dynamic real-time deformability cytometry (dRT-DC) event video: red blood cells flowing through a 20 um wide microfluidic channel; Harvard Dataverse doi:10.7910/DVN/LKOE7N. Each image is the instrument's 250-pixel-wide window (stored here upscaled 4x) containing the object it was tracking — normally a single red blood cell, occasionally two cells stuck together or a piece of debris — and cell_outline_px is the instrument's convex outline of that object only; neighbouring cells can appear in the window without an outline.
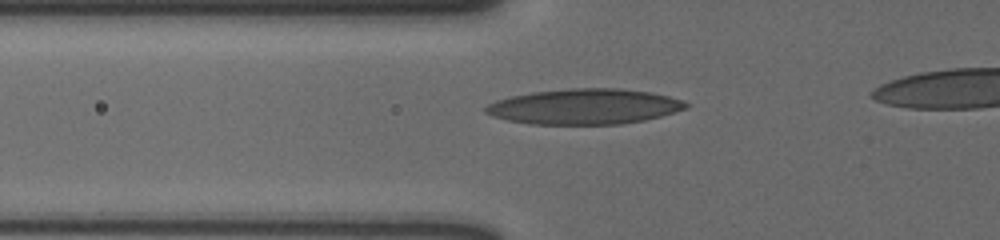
{"species": "human", "species_latin": "Homo sapiens", "temperature_condition": "cold", "stored_images_in_passage": 8, "segment_of_instrument_passage": [1, 2], "camera_frame_rate_fps": 3000, "um_per_image_px": 0.085, "donor": {"sex": "male"}, "frame": {"image": 1, "passage_image": 6, "time_ms": 1.667, "image_size_px": [1000, 240], "cell_outline_px": [[688, 104], [684, 108], [660, 116], [644, 120], [620, 124], [532, 124], [508, 120], [492, 116], [484, 112], [484, 108], [488, 104], [496, 100], [512, 96], [532, 92], [568, 88], [620, 88], [648, 92], [668, 96], [680, 100]], "centroid_in_image_um": [49.61, 9.05], "position_along_channel_um": 76.2, "area_um2": 40.98}}